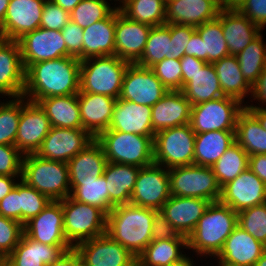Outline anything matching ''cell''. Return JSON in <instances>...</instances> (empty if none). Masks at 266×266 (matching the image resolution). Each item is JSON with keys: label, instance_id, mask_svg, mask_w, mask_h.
Segmentation results:
<instances>
[{"label": "cell", "instance_id": "cell-6", "mask_svg": "<svg viewBox=\"0 0 266 266\" xmlns=\"http://www.w3.org/2000/svg\"><path fill=\"white\" fill-rule=\"evenodd\" d=\"M153 138L105 130L95 140L102 146L107 162L146 167L154 163Z\"/></svg>", "mask_w": 266, "mask_h": 266}, {"label": "cell", "instance_id": "cell-18", "mask_svg": "<svg viewBox=\"0 0 266 266\" xmlns=\"http://www.w3.org/2000/svg\"><path fill=\"white\" fill-rule=\"evenodd\" d=\"M46 0H10L0 38L18 41L25 34L40 27Z\"/></svg>", "mask_w": 266, "mask_h": 266}, {"label": "cell", "instance_id": "cell-66", "mask_svg": "<svg viewBox=\"0 0 266 266\" xmlns=\"http://www.w3.org/2000/svg\"><path fill=\"white\" fill-rule=\"evenodd\" d=\"M54 4L71 13L81 0H51Z\"/></svg>", "mask_w": 266, "mask_h": 266}, {"label": "cell", "instance_id": "cell-23", "mask_svg": "<svg viewBox=\"0 0 266 266\" xmlns=\"http://www.w3.org/2000/svg\"><path fill=\"white\" fill-rule=\"evenodd\" d=\"M265 250L266 245L257 241L247 231L237 226L226 238L215 260H218L217 263L254 266Z\"/></svg>", "mask_w": 266, "mask_h": 266}, {"label": "cell", "instance_id": "cell-59", "mask_svg": "<svg viewBox=\"0 0 266 266\" xmlns=\"http://www.w3.org/2000/svg\"><path fill=\"white\" fill-rule=\"evenodd\" d=\"M251 98L253 99H251L250 102L253 103V100L254 102L258 101V106L249 103L245 107H264V105H266V66L260 74L257 82L252 86Z\"/></svg>", "mask_w": 266, "mask_h": 266}, {"label": "cell", "instance_id": "cell-11", "mask_svg": "<svg viewBox=\"0 0 266 266\" xmlns=\"http://www.w3.org/2000/svg\"><path fill=\"white\" fill-rule=\"evenodd\" d=\"M170 196L167 168L155 163L140 168L131 194V204L160 211Z\"/></svg>", "mask_w": 266, "mask_h": 266}, {"label": "cell", "instance_id": "cell-3", "mask_svg": "<svg viewBox=\"0 0 266 266\" xmlns=\"http://www.w3.org/2000/svg\"><path fill=\"white\" fill-rule=\"evenodd\" d=\"M238 226V213L220 201L211 202L188 236V249L196 257L213 259L221 251L226 238Z\"/></svg>", "mask_w": 266, "mask_h": 266}, {"label": "cell", "instance_id": "cell-60", "mask_svg": "<svg viewBox=\"0 0 266 266\" xmlns=\"http://www.w3.org/2000/svg\"><path fill=\"white\" fill-rule=\"evenodd\" d=\"M248 168L266 184V155H250Z\"/></svg>", "mask_w": 266, "mask_h": 266}, {"label": "cell", "instance_id": "cell-4", "mask_svg": "<svg viewBox=\"0 0 266 266\" xmlns=\"http://www.w3.org/2000/svg\"><path fill=\"white\" fill-rule=\"evenodd\" d=\"M21 179L52 201L71 195L67 163L47 160L35 154L23 155Z\"/></svg>", "mask_w": 266, "mask_h": 266}, {"label": "cell", "instance_id": "cell-46", "mask_svg": "<svg viewBox=\"0 0 266 266\" xmlns=\"http://www.w3.org/2000/svg\"><path fill=\"white\" fill-rule=\"evenodd\" d=\"M9 99L0 101V144L15 145L21 114V97Z\"/></svg>", "mask_w": 266, "mask_h": 266}, {"label": "cell", "instance_id": "cell-5", "mask_svg": "<svg viewBox=\"0 0 266 266\" xmlns=\"http://www.w3.org/2000/svg\"><path fill=\"white\" fill-rule=\"evenodd\" d=\"M129 64L117 55L81 60L79 92L104 94L118 99Z\"/></svg>", "mask_w": 266, "mask_h": 266}, {"label": "cell", "instance_id": "cell-17", "mask_svg": "<svg viewBox=\"0 0 266 266\" xmlns=\"http://www.w3.org/2000/svg\"><path fill=\"white\" fill-rule=\"evenodd\" d=\"M219 201L235 212L266 202V184L249 168L221 187Z\"/></svg>", "mask_w": 266, "mask_h": 266}, {"label": "cell", "instance_id": "cell-42", "mask_svg": "<svg viewBox=\"0 0 266 266\" xmlns=\"http://www.w3.org/2000/svg\"><path fill=\"white\" fill-rule=\"evenodd\" d=\"M248 165L249 155L235 142L211 168L213 169L219 185L222 187L246 170Z\"/></svg>", "mask_w": 266, "mask_h": 266}, {"label": "cell", "instance_id": "cell-13", "mask_svg": "<svg viewBox=\"0 0 266 266\" xmlns=\"http://www.w3.org/2000/svg\"><path fill=\"white\" fill-rule=\"evenodd\" d=\"M168 92L150 68L130 63L124 74L119 98L152 107Z\"/></svg>", "mask_w": 266, "mask_h": 266}, {"label": "cell", "instance_id": "cell-7", "mask_svg": "<svg viewBox=\"0 0 266 266\" xmlns=\"http://www.w3.org/2000/svg\"><path fill=\"white\" fill-rule=\"evenodd\" d=\"M64 235L74 248L81 242L106 234L107 214L100 208L74 200H62Z\"/></svg>", "mask_w": 266, "mask_h": 266}, {"label": "cell", "instance_id": "cell-30", "mask_svg": "<svg viewBox=\"0 0 266 266\" xmlns=\"http://www.w3.org/2000/svg\"><path fill=\"white\" fill-rule=\"evenodd\" d=\"M116 9L105 19L83 29V60L115 55Z\"/></svg>", "mask_w": 266, "mask_h": 266}, {"label": "cell", "instance_id": "cell-10", "mask_svg": "<svg viewBox=\"0 0 266 266\" xmlns=\"http://www.w3.org/2000/svg\"><path fill=\"white\" fill-rule=\"evenodd\" d=\"M245 108L239 100L222 96L191 108L190 124L198 133L209 131H235L239 113Z\"/></svg>", "mask_w": 266, "mask_h": 266}, {"label": "cell", "instance_id": "cell-55", "mask_svg": "<svg viewBox=\"0 0 266 266\" xmlns=\"http://www.w3.org/2000/svg\"><path fill=\"white\" fill-rule=\"evenodd\" d=\"M151 233L152 240L187 239L186 236L178 233L160 211L154 215Z\"/></svg>", "mask_w": 266, "mask_h": 266}, {"label": "cell", "instance_id": "cell-9", "mask_svg": "<svg viewBox=\"0 0 266 266\" xmlns=\"http://www.w3.org/2000/svg\"><path fill=\"white\" fill-rule=\"evenodd\" d=\"M170 194L219 201L221 186L211 167L187 165L168 169Z\"/></svg>", "mask_w": 266, "mask_h": 266}, {"label": "cell", "instance_id": "cell-41", "mask_svg": "<svg viewBox=\"0 0 266 266\" xmlns=\"http://www.w3.org/2000/svg\"><path fill=\"white\" fill-rule=\"evenodd\" d=\"M203 41V61L214 63L230 55L221 22L216 18L195 28Z\"/></svg>", "mask_w": 266, "mask_h": 266}, {"label": "cell", "instance_id": "cell-61", "mask_svg": "<svg viewBox=\"0 0 266 266\" xmlns=\"http://www.w3.org/2000/svg\"><path fill=\"white\" fill-rule=\"evenodd\" d=\"M185 55L194 56L203 61V41L196 30L189 39V43L185 49Z\"/></svg>", "mask_w": 266, "mask_h": 266}, {"label": "cell", "instance_id": "cell-28", "mask_svg": "<svg viewBox=\"0 0 266 266\" xmlns=\"http://www.w3.org/2000/svg\"><path fill=\"white\" fill-rule=\"evenodd\" d=\"M217 19L221 22L230 55L236 56L263 32L238 10L221 9Z\"/></svg>", "mask_w": 266, "mask_h": 266}, {"label": "cell", "instance_id": "cell-45", "mask_svg": "<svg viewBox=\"0 0 266 266\" xmlns=\"http://www.w3.org/2000/svg\"><path fill=\"white\" fill-rule=\"evenodd\" d=\"M115 9L106 0H81L71 11L70 20L84 29L107 18Z\"/></svg>", "mask_w": 266, "mask_h": 266}, {"label": "cell", "instance_id": "cell-35", "mask_svg": "<svg viewBox=\"0 0 266 266\" xmlns=\"http://www.w3.org/2000/svg\"><path fill=\"white\" fill-rule=\"evenodd\" d=\"M235 142V131H209L196 134L194 164L212 167Z\"/></svg>", "mask_w": 266, "mask_h": 266}, {"label": "cell", "instance_id": "cell-38", "mask_svg": "<svg viewBox=\"0 0 266 266\" xmlns=\"http://www.w3.org/2000/svg\"><path fill=\"white\" fill-rule=\"evenodd\" d=\"M183 249H188L187 239L152 240L137 261L140 266H169L186 255Z\"/></svg>", "mask_w": 266, "mask_h": 266}, {"label": "cell", "instance_id": "cell-65", "mask_svg": "<svg viewBox=\"0 0 266 266\" xmlns=\"http://www.w3.org/2000/svg\"><path fill=\"white\" fill-rule=\"evenodd\" d=\"M247 0H218L224 10H238Z\"/></svg>", "mask_w": 266, "mask_h": 266}, {"label": "cell", "instance_id": "cell-63", "mask_svg": "<svg viewBox=\"0 0 266 266\" xmlns=\"http://www.w3.org/2000/svg\"><path fill=\"white\" fill-rule=\"evenodd\" d=\"M20 179L21 177L0 176V200L15 188Z\"/></svg>", "mask_w": 266, "mask_h": 266}, {"label": "cell", "instance_id": "cell-50", "mask_svg": "<svg viewBox=\"0 0 266 266\" xmlns=\"http://www.w3.org/2000/svg\"><path fill=\"white\" fill-rule=\"evenodd\" d=\"M24 233L18 221L0 215V258L8 257Z\"/></svg>", "mask_w": 266, "mask_h": 266}, {"label": "cell", "instance_id": "cell-47", "mask_svg": "<svg viewBox=\"0 0 266 266\" xmlns=\"http://www.w3.org/2000/svg\"><path fill=\"white\" fill-rule=\"evenodd\" d=\"M52 200L20 179V223L24 225L40 214Z\"/></svg>", "mask_w": 266, "mask_h": 266}, {"label": "cell", "instance_id": "cell-36", "mask_svg": "<svg viewBox=\"0 0 266 266\" xmlns=\"http://www.w3.org/2000/svg\"><path fill=\"white\" fill-rule=\"evenodd\" d=\"M192 106L224 96L212 63L189 76V82L181 90Z\"/></svg>", "mask_w": 266, "mask_h": 266}, {"label": "cell", "instance_id": "cell-62", "mask_svg": "<svg viewBox=\"0 0 266 266\" xmlns=\"http://www.w3.org/2000/svg\"><path fill=\"white\" fill-rule=\"evenodd\" d=\"M80 257L75 248L65 251L57 260L46 266H79Z\"/></svg>", "mask_w": 266, "mask_h": 266}, {"label": "cell", "instance_id": "cell-2", "mask_svg": "<svg viewBox=\"0 0 266 266\" xmlns=\"http://www.w3.org/2000/svg\"><path fill=\"white\" fill-rule=\"evenodd\" d=\"M157 212L131 203L115 206L107 214L106 233L138 257L152 241L153 218Z\"/></svg>", "mask_w": 266, "mask_h": 266}, {"label": "cell", "instance_id": "cell-32", "mask_svg": "<svg viewBox=\"0 0 266 266\" xmlns=\"http://www.w3.org/2000/svg\"><path fill=\"white\" fill-rule=\"evenodd\" d=\"M139 166L107 162L103 175L109 192V208L130 203Z\"/></svg>", "mask_w": 266, "mask_h": 266}, {"label": "cell", "instance_id": "cell-53", "mask_svg": "<svg viewBox=\"0 0 266 266\" xmlns=\"http://www.w3.org/2000/svg\"><path fill=\"white\" fill-rule=\"evenodd\" d=\"M61 34L66 43L67 56L83 60V28L70 20Z\"/></svg>", "mask_w": 266, "mask_h": 266}, {"label": "cell", "instance_id": "cell-37", "mask_svg": "<svg viewBox=\"0 0 266 266\" xmlns=\"http://www.w3.org/2000/svg\"><path fill=\"white\" fill-rule=\"evenodd\" d=\"M235 140L250 155H266V131L245 107L238 115Z\"/></svg>", "mask_w": 266, "mask_h": 266}, {"label": "cell", "instance_id": "cell-26", "mask_svg": "<svg viewBox=\"0 0 266 266\" xmlns=\"http://www.w3.org/2000/svg\"><path fill=\"white\" fill-rule=\"evenodd\" d=\"M151 117L150 106L118 98L108 130L154 136Z\"/></svg>", "mask_w": 266, "mask_h": 266}, {"label": "cell", "instance_id": "cell-69", "mask_svg": "<svg viewBox=\"0 0 266 266\" xmlns=\"http://www.w3.org/2000/svg\"><path fill=\"white\" fill-rule=\"evenodd\" d=\"M254 266H266V250L261 257L255 262Z\"/></svg>", "mask_w": 266, "mask_h": 266}, {"label": "cell", "instance_id": "cell-58", "mask_svg": "<svg viewBox=\"0 0 266 266\" xmlns=\"http://www.w3.org/2000/svg\"><path fill=\"white\" fill-rule=\"evenodd\" d=\"M182 69V88L189 82V76L193 75L198 70H201L206 62L195 58L194 56L184 55L181 59Z\"/></svg>", "mask_w": 266, "mask_h": 266}, {"label": "cell", "instance_id": "cell-16", "mask_svg": "<svg viewBox=\"0 0 266 266\" xmlns=\"http://www.w3.org/2000/svg\"><path fill=\"white\" fill-rule=\"evenodd\" d=\"M18 42L25 70L31 64L67 56L66 43L59 30L39 27Z\"/></svg>", "mask_w": 266, "mask_h": 266}, {"label": "cell", "instance_id": "cell-49", "mask_svg": "<svg viewBox=\"0 0 266 266\" xmlns=\"http://www.w3.org/2000/svg\"><path fill=\"white\" fill-rule=\"evenodd\" d=\"M168 91L182 90V69L180 59L165 58L150 68Z\"/></svg>", "mask_w": 266, "mask_h": 266}, {"label": "cell", "instance_id": "cell-67", "mask_svg": "<svg viewBox=\"0 0 266 266\" xmlns=\"http://www.w3.org/2000/svg\"><path fill=\"white\" fill-rule=\"evenodd\" d=\"M194 259L189 255L188 253L182 257L179 261L177 262H174V263H171L169 266H196V260Z\"/></svg>", "mask_w": 266, "mask_h": 266}, {"label": "cell", "instance_id": "cell-20", "mask_svg": "<svg viewBox=\"0 0 266 266\" xmlns=\"http://www.w3.org/2000/svg\"><path fill=\"white\" fill-rule=\"evenodd\" d=\"M24 234L47 245H70L64 235L62 200L51 201L43 211L23 225Z\"/></svg>", "mask_w": 266, "mask_h": 266}, {"label": "cell", "instance_id": "cell-51", "mask_svg": "<svg viewBox=\"0 0 266 266\" xmlns=\"http://www.w3.org/2000/svg\"><path fill=\"white\" fill-rule=\"evenodd\" d=\"M22 159L15 145L0 144V176L22 177Z\"/></svg>", "mask_w": 266, "mask_h": 266}, {"label": "cell", "instance_id": "cell-44", "mask_svg": "<svg viewBox=\"0 0 266 266\" xmlns=\"http://www.w3.org/2000/svg\"><path fill=\"white\" fill-rule=\"evenodd\" d=\"M71 197L81 203L96 206L108 214L109 192L104 175L97 180L81 181V185H70Z\"/></svg>", "mask_w": 266, "mask_h": 266}, {"label": "cell", "instance_id": "cell-64", "mask_svg": "<svg viewBox=\"0 0 266 266\" xmlns=\"http://www.w3.org/2000/svg\"><path fill=\"white\" fill-rule=\"evenodd\" d=\"M259 121L266 131V107H246Z\"/></svg>", "mask_w": 266, "mask_h": 266}, {"label": "cell", "instance_id": "cell-29", "mask_svg": "<svg viewBox=\"0 0 266 266\" xmlns=\"http://www.w3.org/2000/svg\"><path fill=\"white\" fill-rule=\"evenodd\" d=\"M71 248V245L43 244L23 233L19 243L7 258L14 266H46Z\"/></svg>", "mask_w": 266, "mask_h": 266}, {"label": "cell", "instance_id": "cell-57", "mask_svg": "<svg viewBox=\"0 0 266 266\" xmlns=\"http://www.w3.org/2000/svg\"><path fill=\"white\" fill-rule=\"evenodd\" d=\"M0 215L20 223V180L15 188L0 200Z\"/></svg>", "mask_w": 266, "mask_h": 266}, {"label": "cell", "instance_id": "cell-48", "mask_svg": "<svg viewBox=\"0 0 266 266\" xmlns=\"http://www.w3.org/2000/svg\"><path fill=\"white\" fill-rule=\"evenodd\" d=\"M238 226L266 245V202L238 212Z\"/></svg>", "mask_w": 266, "mask_h": 266}, {"label": "cell", "instance_id": "cell-1", "mask_svg": "<svg viewBox=\"0 0 266 266\" xmlns=\"http://www.w3.org/2000/svg\"><path fill=\"white\" fill-rule=\"evenodd\" d=\"M80 64L71 56L31 64L25 70L23 97L37 103L42 98L78 94Z\"/></svg>", "mask_w": 266, "mask_h": 266}, {"label": "cell", "instance_id": "cell-31", "mask_svg": "<svg viewBox=\"0 0 266 266\" xmlns=\"http://www.w3.org/2000/svg\"><path fill=\"white\" fill-rule=\"evenodd\" d=\"M106 163L102 146L94 140L67 162L70 185H81V181L97 180L103 175Z\"/></svg>", "mask_w": 266, "mask_h": 266}, {"label": "cell", "instance_id": "cell-70", "mask_svg": "<svg viewBox=\"0 0 266 266\" xmlns=\"http://www.w3.org/2000/svg\"><path fill=\"white\" fill-rule=\"evenodd\" d=\"M0 266H14L13 263L6 257L0 258Z\"/></svg>", "mask_w": 266, "mask_h": 266}, {"label": "cell", "instance_id": "cell-15", "mask_svg": "<svg viewBox=\"0 0 266 266\" xmlns=\"http://www.w3.org/2000/svg\"><path fill=\"white\" fill-rule=\"evenodd\" d=\"M74 248L83 266H131L137 261V257L107 233Z\"/></svg>", "mask_w": 266, "mask_h": 266}, {"label": "cell", "instance_id": "cell-27", "mask_svg": "<svg viewBox=\"0 0 266 266\" xmlns=\"http://www.w3.org/2000/svg\"><path fill=\"white\" fill-rule=\"evenodd\" d=\"M191 103L182 91H169L152 109L153 133L190 123Z\"/></svg>", "mask_w": 266, "mask_h": 266}, {"label": "cell", "instance_id": "cell-56", "mask_svg": "<svg viewBox=\"0 0 266 266\" xmlns=\"http://www.w3.org/2000/svg\"><path fill=\"white\" fill-rule=\"evenodd\" d=\"M238 11L261 29L266 26V0H247Z\"/></svg>", "mask_w": 266, "mask_h": 266}, {"label": "cell", "instance_id": "cell-43", "mask_svg": "<svg viewBox=\"0 0 266 266\" xmlns=\"http://www.w3.org/2000/svg\"><path fill=\"white\" fill-rule=\"evenodd\" d=\"M262 35L236 55L242 75L251 86L257 82L266 66V43Z\"/></svg>", "mask_w": 266, "mask_h": 266}, {"label": "cell", "instance_id": "cell-68", "mask_svg": "<svg viewBox=\"0 0 266 266\" xmlns=\"http://www.w3.org/2000/svg\"><path fill=\"white\" fill-rule=\"evenodd\" d=\"M10 0H0V26L3 24Z\"/></svg>", "mask_w": 266, "mask_h": 266}, {"label": "cell", "instance_id": "cell-19", "mask_svg": "<svg viewBox=\"0 0 266 266\" xmlns=\"http://www.w3.org/2000/svg\"><path fill=\"white\" fill-rule=\"evenodd\" d=\"M25 68L18 41L0 38V98L23 97Z\"/></svg>", "mask_w": 266, "mask_h": 266}, {"label": "cell", "instance_id": "cell-25", "mask_svg": "<svg viewBox=\"0 0 266 266\" xmlns=\"http://www.w3.org/2000/svg\"><path fill=\"white\" fill-rule=\"evenodd\" d=\"M77 97L83 129L94 138L108 130L117 99L85 92H79Z\"/></svg>", "mask_w": 266, "mask_h": 266}, {"label": "cell", "instance_id": "cell-71", "mask_svg": "<svg viewBox=\"0 0 266 266\" xmlns=\"http://www.w3.org/2000/svg\"><path fill=\"white\" fill-rule=\"evenodd\" d=\"M106 1H108V0H106ZM109 1H114V2L116 1V2H118V3L115 2L114 7H115L116 9H120V8L125 4V2H126L127 0H109ZM116 4H117V5L119 4V5L117 6Z\"/></svg>", "mask_w": 266, "mask_h": 266}, {"label": "cell", "instance_id": "cell-8", "mask_svg": "<svg viewBox=\"0 0 266 266\" xmlns=\"http://www.w3.org/2000/svg\"><path fill=\"white\" fill-rule=\"evenodd\" d=\"M195 135L191 124L154 134V163L167 169L194 164Z\"/></svg>", "mask_w": 266, "mask_h": 266}, {"label": "cell", "instance_id": "cell-22", "mask_svg": "<svg viewBox=\"0 0 266 266\" xmlns=\"http://www.w3.org/2000/svg\"><path fill=\"white\" fill-rule=\"evenodd\" d=\"M210 203L203 198L171 195L163 204L160 212L180 235L188 238Z\"/></svg>", "mask_w": 266, "mask_h": 266}, {"label": "cell", "instance_id": "cell-72", "mask_svg": "<svg viewBox=\"0 0 266 266\" xmlns=\"http://www.w3.org/2000/svg\"><path fill=\"white\" fill-rule=\"evenodd\" d=\"M216 266H237V265L226 264V263H217Z\"/></svg>", "mask_w": 266, "mask_h": 266}, {"label": "cell", "instance_id": "cell-24", "mask_svg": "<svg viewBox=\"0 0 266 266\" xmlns=\"http://www.w3.org/2000/svg\"><path fill=\"white\" fill-rule=\"evenodd\" d=\"M218 0H166V23L197 27L217 18Z\"/></svg>", "mask_w": 266, "mask_h": 266}, {"label": "cell", "instance_id": "cell-14", "mask_svg": "<svg viewBox=\"0 0 266 266\" xmlns=\"http://www.w3.org/2000/svg\"><path fill=\"white\" fill-rule=\"evenodd\" d=\"M50 120L38 103L21 97V114L15 146L23 154H35L51 130Z\"/></svg>", "mask_w": 266, "mask_h": 266}, {"label": "cell", "instance_id": "cell-52", "mask_svg": "<svg viewBox=\"0 0 266 266\" xmlns=\"http://www.w3.org/2000/svg\"><path fill=\"white\" fill-rule=\"evenodd\" d=\"M69 21V12L54 4L51 0H46L42 11L40 27L61 31Z\"/></svg>", "mask_w": 266, "mask_h": 266}, {"label": "cell", "instance_id": "cell-33", "mask_svg": "<svg viewBox=\"0 0 266 266\" xmlns=\"http://www.w3.org/2000/svg\"><path fill=\"white\" fill-rule=\"evenodd\" d=\"M212 64L224 96L235 98L246 106L249 102L244 101L247 97L251 100L252 86L242 75L237 57L229 55Z\"/></svg>", "mask_w": 266, "mask_h": 266}, {"label": "cell", "instance_id": "cell-21", "mask_svg": "<svg viewBox=\"0 0 266 266\" xmlns=\"http://www.w3.org/2000/svg\"><path fill=\"white\" fill-rule=\"evenodd\" d=\"M152 26L129 20L116 9L115 55L136 63L142 56Z\"/></svg>", "mask_w": 266, "mask_h": 266}, {"label": "cell", "instance_id": "cell-54", "mask_svg": "<svg viewBox=\"0 0 266 266\" xmlns=\"http://www.w3.org/2000/svg\"><path fill=\"white\" fill-rule=\"evenodd\" d=\"M195 27L181 24H170L171 59H181Z\"/></svg>", "mask_w": 266, "mask_h": 266}, {"label": "cell", "instance_id": "cell-34", "mask_svg": "<svg viewBox=\"0 0 266 266\" xmlns=\"http://www.w3.org/2000/svg\"><path fill=\"white\" fill-rule=\"evenodd\" d=\"M37 103L52 127L83 128L77 94L42 98Z\"/></svg>", "mask_w": 266, "mask_h": 266}, {"label": "cell", "instance_id": "cell-40", "mask_svg": "<svg viewBox=\"0 0 266 266\" xmlns=\"http://www.w3.org/2000/svg\"><path fill=\"white\" fill-rule=\"evenodd\" d=\"M165 58L171 59L170 24L153 26L149 32L146 46L136 64L151 68Z\"/></svg>", "mask_w": 266, "mask_h": 266}, {"label": "cell", "instance_id": "cell-12", "mask_svg": "<svg viewBox=\"0 0 266 266\" xmlns=\"http://www.w3.org/2000/svg\"><path fill=\"white\" fill-rule=\"evenodd\" d=\"M94 140L95 138L83 128L51 127L35 155L67 163Z\"/></svg>", "mask_w": 266, "mask_h": 266}, {"label": "cell", "instance_id": "cell-73", "mask_svg": "<svg viewBox=\"0 0 266 266\" xmlns=\"http://www.w3.org/2000/svg\"><path fill=\"white\" fill-rule=\"evenodd\" d=\"M131 266H140V264H139V262L138 261H136L133 265H131Z\"/></svg>", "mask_w": 266, "mask_h": 266}, {"label": "cell", "instance_id": "cell-39", "mask_svg": "<svg viewBox=\"0 0 266 266\" xmlns=\"http://www.w3.org/2000/svg\"><path fill=\"white\" fill-rule=\"evenodd\" d=\"M166 0H127L119 9L129 20L150 26L166 24Z\"/></svg>", "mask_w": 266, "mask_h": 266}]
</instances>
